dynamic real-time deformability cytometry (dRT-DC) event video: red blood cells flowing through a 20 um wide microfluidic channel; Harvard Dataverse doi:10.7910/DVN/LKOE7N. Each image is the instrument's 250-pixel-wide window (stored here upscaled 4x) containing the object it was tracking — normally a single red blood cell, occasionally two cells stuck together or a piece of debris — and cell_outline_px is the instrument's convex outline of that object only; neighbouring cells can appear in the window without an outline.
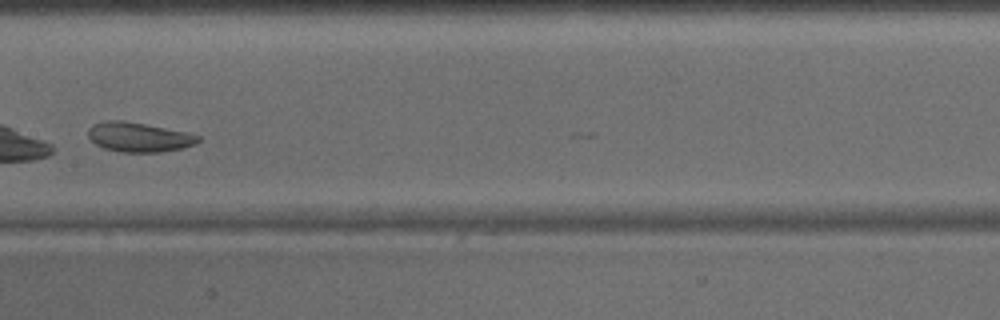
{"species": "common noctule bat (a hibernating species)", "species_latin": "Nyctalus noctula", "temperature_condition": "warm", "stored_images_in_passage": 34, "camera_frame_rate_fps": 3000, "um_per_image_px": 0.085, "animal": {"sex": "male", "body_mass_g": 15.6}, "frame": {"image": 1, "passage_image": 15, "time_ms": 4.667, "image_size_px": [1000, 320], "cell_outline_px": [[200, 140], [192, 144], [180, 148], [160, 152], [120, 152], [104, 148], [96, 144], [88, 136], [88, 128], [92, 124], [108, 120], [124, 120], [188, 132], [200, 136]], "centroid_in_image_um": [11.77, 11.64], "position_along_channel_um": 195.6, "area_um2": 18.84}}